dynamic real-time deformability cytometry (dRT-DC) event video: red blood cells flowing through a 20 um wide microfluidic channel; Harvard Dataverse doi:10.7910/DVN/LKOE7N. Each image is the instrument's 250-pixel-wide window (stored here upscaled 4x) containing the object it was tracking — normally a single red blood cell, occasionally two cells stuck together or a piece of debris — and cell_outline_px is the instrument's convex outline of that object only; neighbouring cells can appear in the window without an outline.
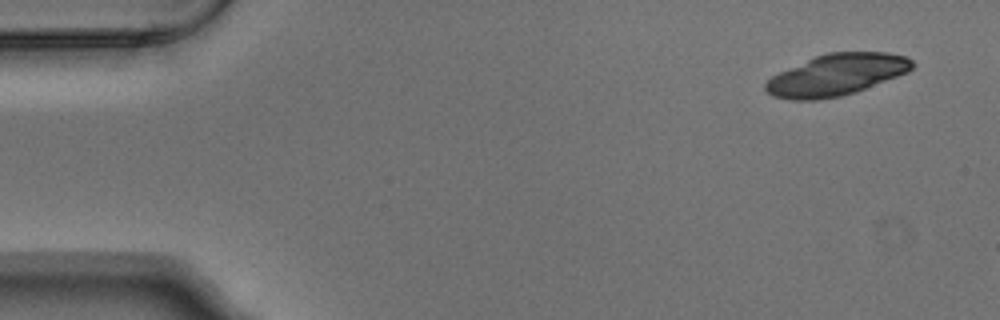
{"species": "Egyptian fruit bat (a non-hibernating species)", "species_latin": "Rousettus aegyptiacus", "temperature_condition": "warm", "stored_images_in_passage": 3, "camera_frame_rate_fps": 3000, "um_per_image_px": 0.085, "animal": {"sex": "male"}, "frame": {"image": 1, "passage_image": 1, "time_ms": 0.0, "image_size_px": [1000, 320], "cell_outline_px": [[916, 64], [908, 72], [856, 92], [840, 96], [816, 100], [788, 100], [772, 96], [764, 88], [764, 84], [772, 76], [780, 72], [816, 56], [828, 52], [888, 52], [908, 56]], "centroid_in_image_um": [71.13, 6.36], "position_along_channel_um": 13.9, "area_um2": 35.43}}